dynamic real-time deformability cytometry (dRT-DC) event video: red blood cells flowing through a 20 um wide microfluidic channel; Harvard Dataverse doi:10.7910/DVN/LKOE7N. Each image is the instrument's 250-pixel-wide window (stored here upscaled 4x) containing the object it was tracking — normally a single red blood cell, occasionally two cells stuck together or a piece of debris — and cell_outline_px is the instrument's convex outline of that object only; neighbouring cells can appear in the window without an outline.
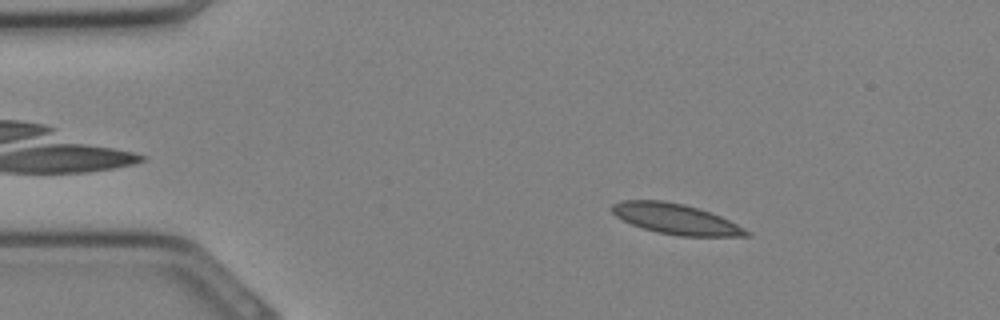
{"species": "Egyptian fruit bat (a non-hibernating species)", "species_latin": "Rousettus aegyptiacus", "temperature_condition": "cold", "stored_images_in_passage": 32, "camera_frame_rate_fps": 3000, "um_per_image_px": 0.085, "animal": {"sex": "female"}, "frame": {"image": 1, "passage_image": 5, "time_ms": 1.333, "image_size_px": [1000, 320], "cell_outline_px": [[752, 236], [680, 236], [656, 232], [632, 224], [616, 216], [612, 212], [612, 204], [620, 200], [664, 200], [684, 204], [720, 216], [752, 232]], "centroid_in_image_um": [57.44, 18.61], "position_along_channel_um": 27.6, "area_um2": 23.64}}
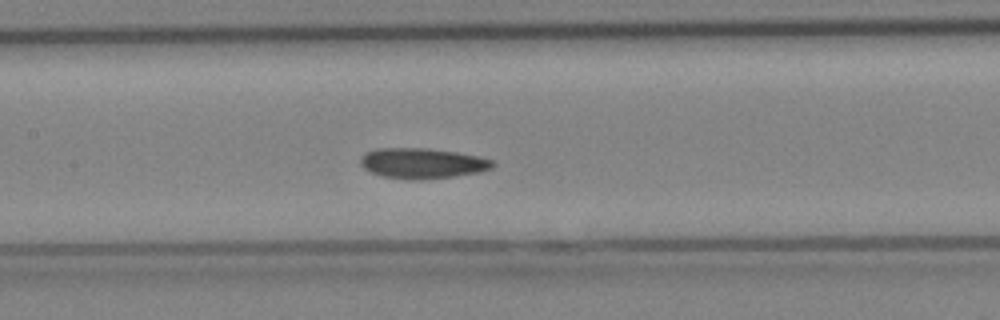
{"frame": {"image": 2, "passage_image": 15, "time_ms": 4.667, "image_size_px": [1000, 320], "cell_outline_px": [[496, 164], [492, 168], [480, 172], [452, 176], [420, 180], [412, 180], [384, 176], [372, 172], [364, 168], [360, 164], [360, 156], [364, 152], [376, 148], [424, 148], [456, 152], [480, 156], [492, 160]], "centroid_in_image_um": [35.89, 13.87], "position_along_channel_um": 171.5, "area_um2": 23.47}}
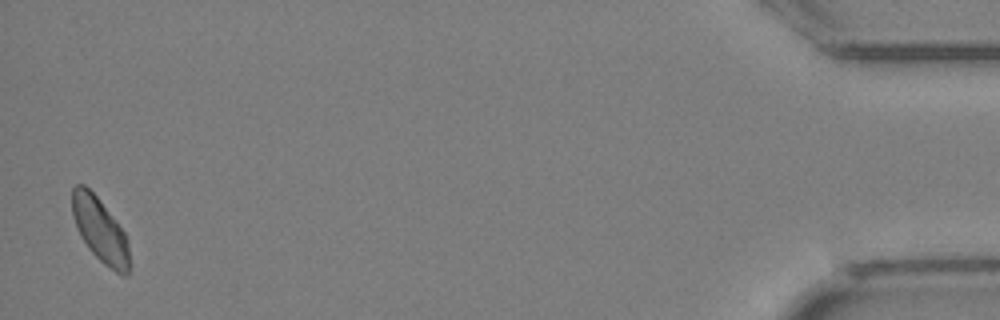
{"frame": {"image": 3, "passage_image": 32, "time_ms": 10.333, "image_size_px": [1000, 320], "cell_outline_px": [[132, 268], [128, 276], [124, 276], [116, 272], [104, 264], [88, 248], [80, 236], [72, 212], [72, 188], [76, 184], [84, 184], [96, 196], [124, 232], [128, 240]], "centroid_in_image_um": [8.55, 19.62], "position_along_channel_um": 426.7, "area_um2": 21.5}}